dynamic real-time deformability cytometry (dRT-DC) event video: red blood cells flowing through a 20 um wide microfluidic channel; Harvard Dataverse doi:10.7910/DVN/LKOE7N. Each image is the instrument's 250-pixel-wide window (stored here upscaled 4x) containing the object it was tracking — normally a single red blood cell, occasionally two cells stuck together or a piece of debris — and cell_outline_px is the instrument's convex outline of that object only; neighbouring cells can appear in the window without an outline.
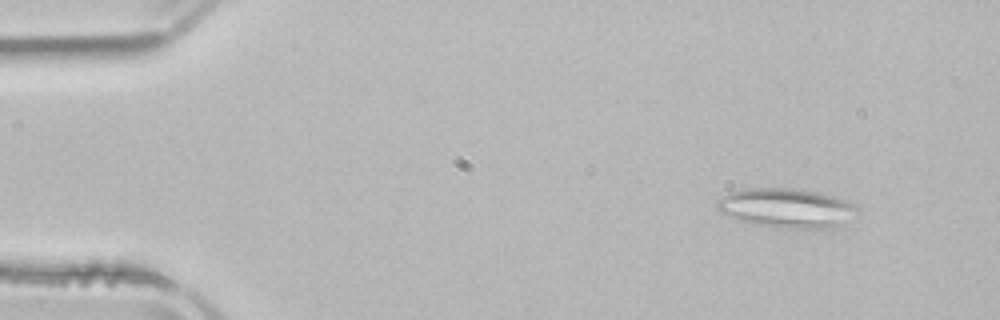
{"species": "common noctule bat (a hibernating species)", "species_latin": "Nyctalus noctula", "temperature_condition": "room temperature", "stored_images_in_passage": 4, "camera_frame_rate_fps": 3000, "um_per_image_px": 0.085, "animal": {"sex": "male", "body_mass_g": 21.5, "forearm_length_mm": 52.0}, "frame": {"image": 1, "passage_image": 2, "time_ms": 1.333, "image_size_px": [1000, 320], "cell_outline_px": [[856, 208], [836, 228], [812, 232], [780, 228], [752, 224], [716, 212], [716, 200], [720, 196], [728, 192], [744, 188], [800, 188], [820, 192], [848, 200], [856, 204]], "centroid_in_image_um": [66.79, 17.7], "position_along_channel_um": 18.2, "area_um2": 33.23}}